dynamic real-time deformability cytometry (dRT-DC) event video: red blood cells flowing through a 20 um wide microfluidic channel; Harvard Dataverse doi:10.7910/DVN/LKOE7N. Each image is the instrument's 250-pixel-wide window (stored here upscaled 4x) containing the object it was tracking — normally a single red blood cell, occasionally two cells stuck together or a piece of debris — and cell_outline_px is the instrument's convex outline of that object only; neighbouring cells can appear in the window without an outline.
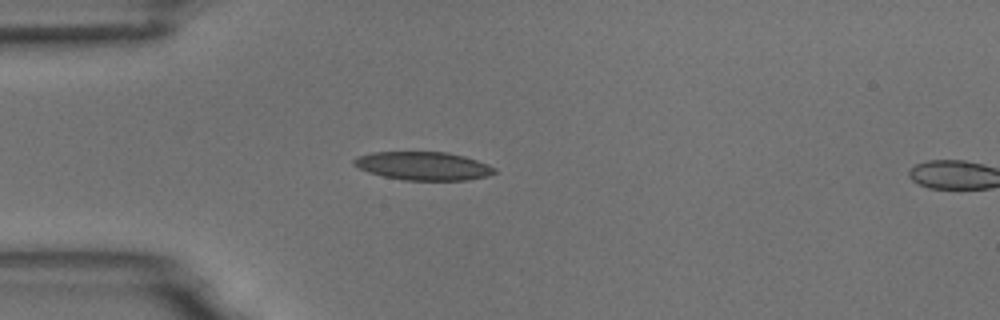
{"species": "common noctule bat (a hibernating species)", "species_latin": "Nyctalus noctula", "temperature_condition": "room temperature", "stored_images_in_passage": 4, "camera_frame_rate_fps": 3000, "um_per_image_px": 0.085, "animal": {"sex": "male", "body_mass_g": 18.8}, "frame": {"image": 1, "passage_image": 3, "time_ms": 3.333, "image_size_px": [1000, 320], "cell_outline_px": [[496, 172], [488, 176], [468, 180], [404, 180], [384, 176], [368, 172], [352, 164], [352, 160], [356, 156], [372, 152], [448, 152], [464, 156], [488, 164], [496, 168]], "centroid_in_image_um": [35.97, 14.1], "position_along_channel_um": 49.0, "area_um2": 23.29}}